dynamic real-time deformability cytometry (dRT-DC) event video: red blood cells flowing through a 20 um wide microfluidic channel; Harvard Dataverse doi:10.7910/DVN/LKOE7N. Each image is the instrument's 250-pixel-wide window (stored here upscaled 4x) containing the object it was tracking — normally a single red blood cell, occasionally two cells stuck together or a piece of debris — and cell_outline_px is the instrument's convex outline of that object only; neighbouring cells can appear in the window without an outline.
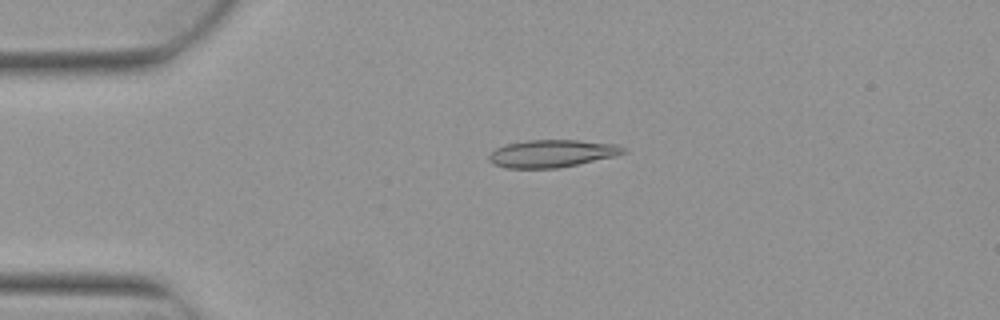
{"species": "Egyptian fruit bat (a non-hibernating species)", "species_latin": "Rousettus aegyptiacus", "temperature_condition": "warm", "stored_images_in_passage": 4, "camera_frame_rate_fps": 3000, "um_per_image_px": 0.085, "animal": {"sex": "female"}, "frame": {"image": 1, "passage_image": 3, "time_ms": 0.667, "image_size_px": [1000, 320], "cell_outline_px": [[628, 152], [616, 156], [556, 168], [504, 168], [492, 164], [488, 160], [488, 156], [496, 148], [504, 144], [528, 140], [580, 140], [616, 144], [628, 148]], "centroid_in_image_um": [46.92, 13.04], "position_along_channel_um": 38.1, "area_um2": 21.73}}